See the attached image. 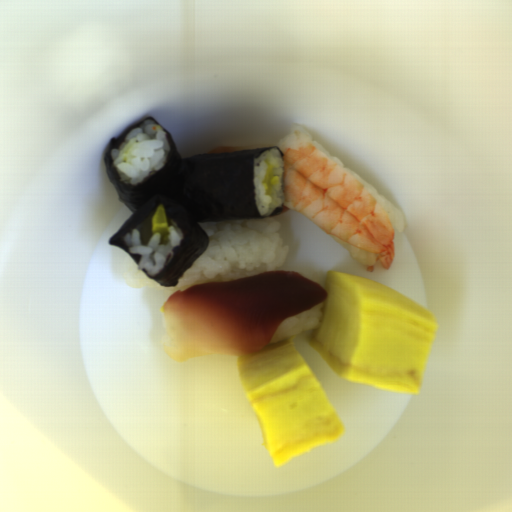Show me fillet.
<instances>
[{
  "instance_id": "1",
  "label": "fillet",
  "mask_w": 512,
  "mask_h": 512,
  "mask_svg": "<svg viewBox=\"0 0 512 512\" xmlns=\"http://www.w3.org/2000/svg\"><path fill=\"white\" fill-rule=\"evenodd\" d=\"M327 295L303 275L276 270L175 291L163 305V350L179 362L261 352L283 321L324 304Z\"/></svg>"
},
{
  "instance_id": "2",
  "label": "fillet",
  "mask_w": 512,
  "mask_h": 512,
  "mask_svg": "<svg viewBox=\"0 0 512 512\" xmlns=\"http://www.w3.org/2000/svg\"><path fill=\"white\" fill-rule=\"evenodd\" d=\"M259 148H269V146L265 145H251V146H219L210 151L209 153H219V152H231V151H240V150H250V149H259ZM207 153V154H209Z\"/></svg>"
}]
</instances>
